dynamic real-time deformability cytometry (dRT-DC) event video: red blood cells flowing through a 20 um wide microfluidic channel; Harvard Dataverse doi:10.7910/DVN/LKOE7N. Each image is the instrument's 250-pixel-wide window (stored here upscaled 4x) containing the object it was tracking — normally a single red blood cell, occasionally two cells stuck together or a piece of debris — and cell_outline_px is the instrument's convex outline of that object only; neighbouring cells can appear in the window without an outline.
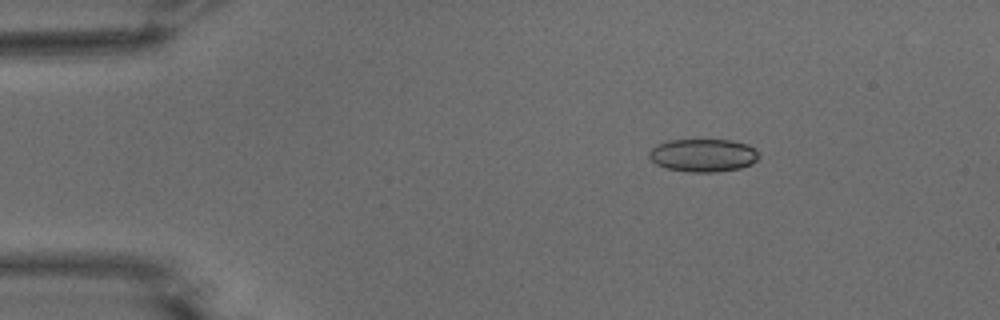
{"species": "common noctule bat (a hibernating species)", "species_latin": "Nyctalus noctula", "temperature_condition": "warm", "stored_images_in_passage": 16, "camera_frame_rate_fps": 3000, "um_per_image_px": 0.085, "animal": {"sex": "male", "body_mass_g": 15.6}, "frame": {"image": 1, "passage_image": 9, "time_ms": 2.667, "image_size_px": [1000, 320], "cell_outline_px": [[760, 156], [752, 164], [740, 168], [716, 172], [688, 172], [668, 168], [656, 164], [648, 156], [648, 152], [656, 144], [668, 140], [732, 140], [748, 144], [756, 148]], "centroid_in_image_um": [59.78, 13.19], "position_along_channel_um": 25.2, "area_um2": 21.27}}